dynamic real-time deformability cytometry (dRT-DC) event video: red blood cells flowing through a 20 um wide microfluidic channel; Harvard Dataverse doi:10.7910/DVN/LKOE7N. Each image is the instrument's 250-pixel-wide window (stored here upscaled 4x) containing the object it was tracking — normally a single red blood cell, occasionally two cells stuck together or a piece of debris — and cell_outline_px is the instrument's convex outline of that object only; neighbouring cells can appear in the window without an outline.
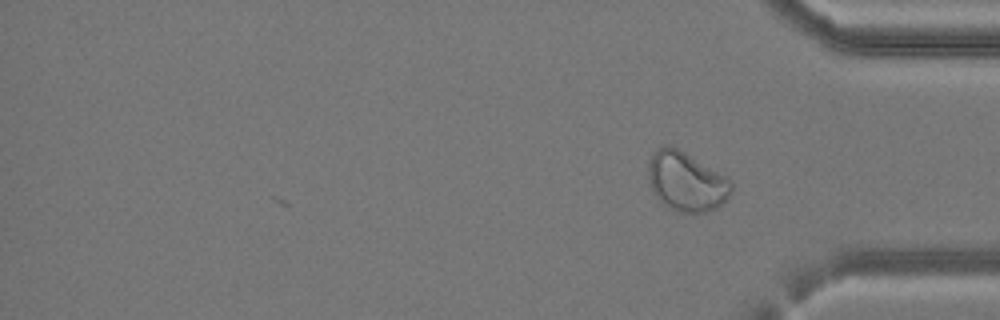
{"species": "common noctule bat (a hibernating species)", "species_latin": "Nyctalus noctula", "temperature_condition": "cold", "stored_images_in_passage": 32, "camera_frame_rate_fps": 3000, "um_per_image_px": 0.085, "animal": {"sex": "female", "body_mass_g": 24.6, "forearm_length_mm": 56.2}, "frame": {"image": 1, "passage_image": 32, "time_ms": 10.333, "image_size_px": [1000, 320], "cell_outline_px": [[732, 192], [716, 208], [708, 212], [676, 212], [668, 208], [652, 192], [648, 180], [648, 164], [656, 148], [664, 144], [668, 144], [684, 152], [728, 176], [732, 180]], "centroid_in_image_um": [58.33, 15.43], "position_along_channel_um": 376.9, "area_um2": 28.9}}